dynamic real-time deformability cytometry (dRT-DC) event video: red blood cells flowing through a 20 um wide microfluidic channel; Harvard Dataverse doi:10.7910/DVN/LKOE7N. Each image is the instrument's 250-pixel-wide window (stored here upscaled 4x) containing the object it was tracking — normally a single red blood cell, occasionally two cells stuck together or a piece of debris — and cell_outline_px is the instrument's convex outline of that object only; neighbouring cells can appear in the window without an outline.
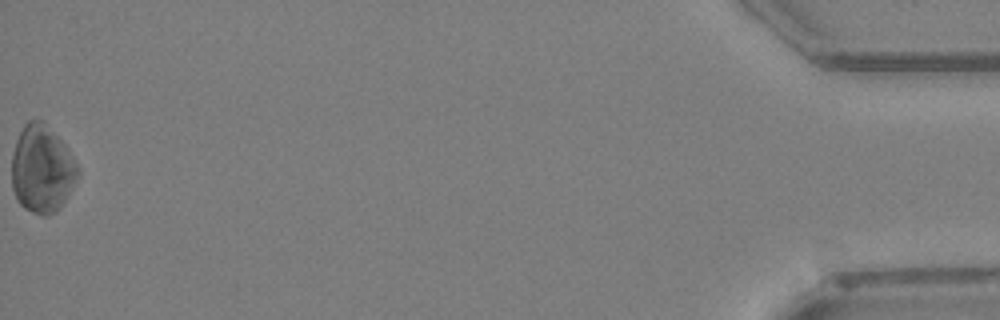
{"species": "Egyptian fruit bat (a non-hibernating species)", "species_latin": "Rousettus aegyptiacus", "temperature_condition": "warm", "stored_images_in_passage": 41, "camera_frame_rate_fps": 3000, "um_per_image_px": 0.085, "animal": {"sex": "female"}, "frame": {"image": 1, "passage_image": 41, "time_ms": 13.333, "image_size_px": [1000, 320], "cell_outline_px": [[80, 176], [60, 208], [56, 212], [48, 216], [40, 216], [24, 208], [16, 200], [12, 188], [12, 152], [16, 140], [24, 124], [28, 120], [44, 120], [68, 148], [80, 172]], "centroid_in_image_um": [3.57, 14.38], "position_along_channel_um": 431.6, "area_um2": 34.22}}